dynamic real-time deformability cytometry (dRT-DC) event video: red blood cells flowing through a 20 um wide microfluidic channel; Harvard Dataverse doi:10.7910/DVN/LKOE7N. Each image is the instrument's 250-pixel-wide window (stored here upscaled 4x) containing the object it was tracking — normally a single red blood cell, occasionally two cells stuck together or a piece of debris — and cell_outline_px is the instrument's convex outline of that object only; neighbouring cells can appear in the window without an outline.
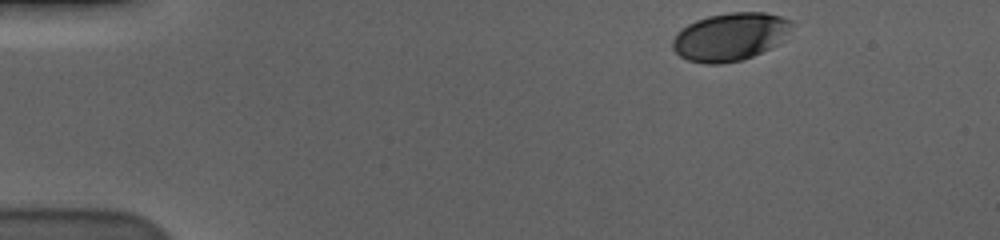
{"species": "human", "species_latin": "Homo sapiens", "temperature_condition": "cold", "stored_images_in_passage": 42, "camera_frame_rate_fps": 3000, "um_per_image_px": 0.085, "donor": {"sex": "male"}, "frame": {"image": 1, "passage_image": 1, "time_ms": 0.0, "image_size_px": [1000, 240], "cell_outline_px": [[792, 24], [776, 44], [744, 60], [720, 64], [704, 64], [688, 60], [680, 56], [672, 48], [672, 40], [676, 32], [688, 24], [696, 20], [708, 16], [728, 12], [764, 12], [780, 16], [792, 20]], "centroid_in_image_um": [61.99, 3.12], "position_along_channel_um": 23.0, "area_um2": 33.0}}
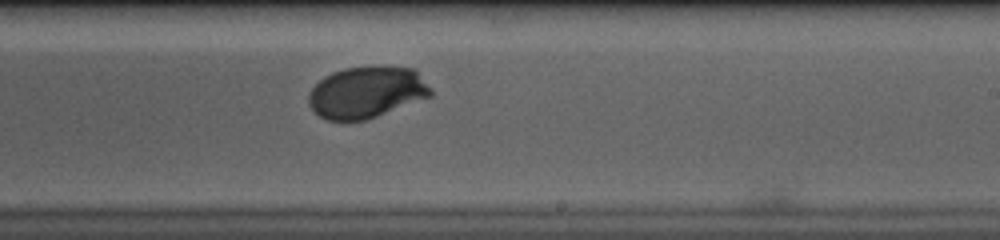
{"frame": {"image": 2, "passage_image": 29, "time_ms": 9.333, "image_size_px": [1000, 240], "cell_outline_px": [[432, 96], [376, 116], [364, 120], [328, 120], [320, 116], [308, 104], [308, 92], [324, 76], [332, 72], [344, 68], [412, 68], [432, 88]], "centroid_in_image_um": [31.14, 7.86], "position_along_channel_um": 257.9, "area_um2": 35.95}}
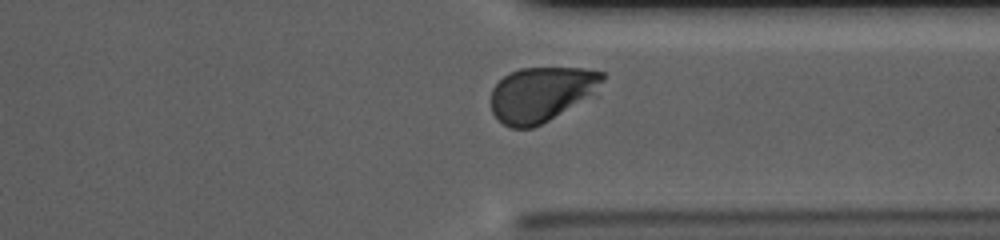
{"frame": {"image": 3, "passage_image": 38, "time_ms": 12.333, "image_size_px": [1000, 240], "cell_outline_px": [[604, 80], [600, 96], [532, 128], [512, 128], [504, 124], [492, 112], [492, 88], [504, 76], [520, 68], [584, 68], [604, 72]], "centroid_in_image_um": [46.16, 8.01], "position_along_channel_um": 365.2, "area_um2": 36.59}, "authors_computed_cell_mechanics": {"area_um2": 36.6741, "velocity_mm_per_s": 3.5657, "shape_relaxation_time_tau1_ms": 2.483, "shape_relaxation_time_tau2_ms": null, "deformation_change_tau1": 0.132, "deformation_change_tau2": null}}